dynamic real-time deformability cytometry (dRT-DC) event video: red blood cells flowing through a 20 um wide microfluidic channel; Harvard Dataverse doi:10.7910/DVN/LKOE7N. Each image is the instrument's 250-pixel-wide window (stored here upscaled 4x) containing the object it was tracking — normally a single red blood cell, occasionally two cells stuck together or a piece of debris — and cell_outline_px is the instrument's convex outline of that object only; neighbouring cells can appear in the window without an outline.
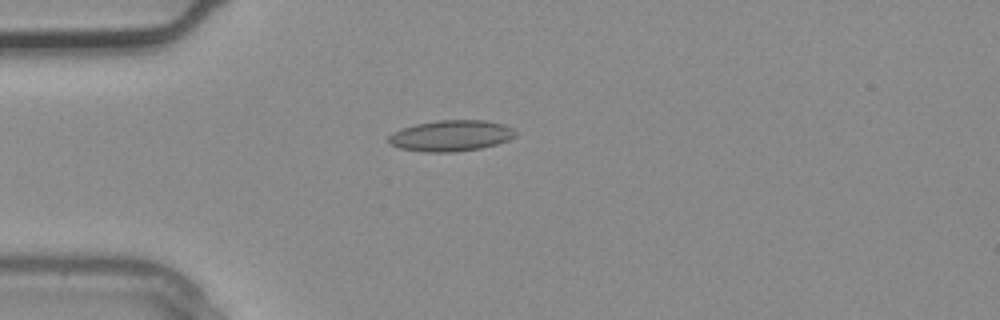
{"species": "common noctule bat (a hibernating species)", "species_latin": "Nyctalus noctula", "temperature_condition": "warm", "stored_images_in_passage": 2, "camera_frame_rate_fps": 3000, "um_per_image_px": 0.085, "animal": {"sex": "male", "body_mass_g": 20.4}, "frame": {"image": 1, "passage_image": 2, "time_ms": 0.333, "image_size_px": [1000, 320], "cell_outline_px": [[516, 136], [508, 140], [496, 144], [480, 148], [452, 152], [424, 152], [400, 148], [388, 144], [388, 136], [392, 132], [400, 128], [416, 124], [436, 120], [484, 120], [504, 124], [512, 128], [516, 132]], "centroid_in_image_um": [38.3, 11.53], "position_along_channel_um": 46.7, "area_um2": 23.06}}